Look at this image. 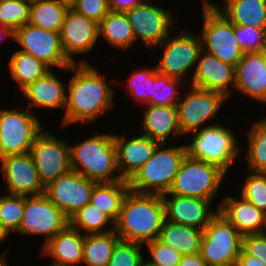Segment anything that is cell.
I'll use <instances>...</instances> for the list:
<instances>
[{
  "label": "cell",
  "instance_id": "cell-48",
  "mask_svg": "<svg viewBox=\"0 0 266 266\" xmlns=\"http://www.w3.org/2000/svg\"><path fill=\"white\" fill-rule=\"evenodd\" d=\"M177 266H208L201 258L199 253L193 255H185L181 257L180 263Z\"/></svg>",
  "mask_w": 266,
  "mask_h": 266
},
{
  "label": "cell",
  "instance_id": "cell-34",
  "mask_svg": "<svg viewBox=\"0 0 266 266\" xmlns=\"http://www.w3.org/2000/svg\"><path fill=\"white\" fill-rule=\"evenodd\" d=\"M111 223L112 227L104 230ZM69 225L80 231L85 230L84 234L108 233L115 230V222L104 212L91 203L79 209L70 219Z\"/></svg>",
  "mask_w": 266,
  "mask_h": 266
},
{
  "label": "cell",
  "instance_id": "cell-42",
  "mask_svg": "<svg viewBox=\"0 0 266 266\" xmlns=\"http://www.w3.org/2000/svg\"><path fill=\"white\" fill-rule=\"evenodd\" d=\"M156 70V67H141L133 70L128 78L127 91L137 102L148 105V95L150 89V75Z\"/></svg>",
  "mask_w": 266,
  "mask_h": 266
},
{
  "label": "cell",
  "instance_id": "cell-18",
  "mask_svg": "<svg viewBox=\"0 0 266 266\" xmlns=\"http://www.w3.org/2000/svg\"><path fill=\"white\" fill-rule=\"evenodd\" d=\"M61 44L66 57L76 63L73 55L90 53L99 38L98 23L68 8L60 29Z\"/></svg>",
  "mask_w": 266,
  "mask_h": 266
},
{
  "label": "cell",
  "instance_id": "cell-29",
  "mask_svg": "<svg viewBox=\"0 0 266 266\" xmlns=\"http://www.w3.org/2000/svg\"><path fill=\"white\" fill-rule=\"evenodd\" d=\"M129 191V182L124 179L115 182L96 183L91 193L90 203L116 222L123 200Z\"/></svg>",
  "mask_w": 266,
  "mask_h": 266
},
{
  "label": "cell",
  "instance_id": "cell-44",
  "mask_svg": "<svg viewBox=\"0 0 266 266\" xmlns=\"http://www.w3.org/2000/svg\"><path fill=\"white\" fill-rule=\"evenodd\" d=\"M70 7L98 24L110 11L108 0H74Z\"/></svg>",
  "mask_w": 266,
  "mask_h": 266
},
{
  "label": "cell",
  "instance_id": "cell-24",
  "mask_svg": "<svg viewBox=\"0 0 266 266\" xmlns=\"http://www.w3.org/2000/svg\"><path fill=\"white\" fill-rule=\"evenodd\" d=\"M85 234L70 225L58 232L42 248V255L53 258L50 266H81Z\"/></svg>",
  "mask_w": 266,
  "mask_h": 266
},
{
  "label": "cell",
  "instance_id": "cell-26",
  "mask_svg": "<svg viewBox=\"0 0 266 266\" xmlns=\"http://www.w3.org/2000/svg\"><path fill=\"white\" fill-rule=\"evenodd\" d=\"M142 129L145 136L160 143H166L169 136L182 135L178 123V111L176 106L151 105L145 109Z\"/></svg>",
  "mask_w": 266,
  "mask_h": 266
},
{
  "label": "cell",
  "instance_id": "cell-41",
  "mask_svg": "<svg viewBox=\"0 0 266 266\" xmlns=\"http://www.w3.org/2000/svg\"><path fill=\"white\" fill-rule=\"evenodd\" d=\"M235 37L243 53L266 50V31L261 28L235 25Z\"/></svg>",
  "mask_w": 266,
  "mask_h": 266
},
{
  "label": "cell",
  "instance_id": "cell-28",
  "mask_svg": "<svg viewBox=\"0 0 266 266\" xmlns=\"http://www.w3.org/2000/svg\"><path fill=\"white\" fill-rule=\"evenodd\" d=\"M203 230L165 220L159 240L182 256L199 253Z\"/></svg>",
  "mask_w": 266,
  "mask_h": 266
},
{
  "label": "cell",
  "instance_id": "cell-20",
  "mask_svg": "<svg viewBox=\"0 0 266 266\" xmlns=\"http://www.w3.org/2000/svg\"><path fill=\"white\" fill-rule=\"evenodd\" d=\"M169 196V198L167 197ZM167 221L204 230L218 213L211 211V200L162 194Z\"/></svg>",
  "mask_w": 266,
  "mask_h": 266
},
{
  "label": "cell",
  "instance_id": "cell-37",
  "mask_svg": "<svg viewBox=\"0 0 266 266\" xmlns=\"http://www.w3.org/2000/svg\"><path fill=\"white\" fill-rule=\"evenodd\" d=\"M31 0H0V24L15 31L29 22Z\"/></svg>",
  "mask_w": 266,
  "mask_h": 266
},
{
  "label": "cell",
  "instance_id": "cell-51",
  "mask_svg": "<svg viewBox=\"0 0 266 266\" xmlns=\"http://www.w3.org/2000/svg\"><path fill=\"white\" fill-rule=\"evenodd\" d=\"M6 259L7 258H6V255L5 254H1L0 255V266H8Z\"/></svg>",
  "mask_w": 266,
  "mask_h": 266
},
{
  "label": "cell",
  "instance_id": "cell-40",
  "mask_svg": "<svg viewBox=\"0 0 266 266\" xmlns=\"http://www.w3.org/2000/svg\"><path fill=\"white\" fill-rule=\"evenodd\" d=\"M142 249L141 244L120 239L113 249L107 266H140L145 260Z\"/></svg>",
  "mask_w": 266,
  "mask_h": 266
},
{
  "label": "cell",
  "instance_id": "cell-52",
  "mask_svg": "<svg viewBox=\"0 0 266 266\" xmlns=\"http://www.w3.org/2000/svg\"><path fill=\"white\" fill-rule=\"evenodd\" d=\"M140 266H152V265H150L147 261H143L141 264H140Z\"/></svg>",
  "mask_w": 266,
  "mask_h": 266
},
{
  "label": "cell",
  "instance_id": "cell-13",
  "mask_svg": "<svg viewBox=\"0 0 266 266\" xmlns=\"http://www.w3.org/2000/svg\"><path fill=\"white\" fill-rule=\"evenodd\" d=\"M125 13L132 26L135 42L141 39L148 49L160 45L174 30L171 28L175 24L172 12L152 2L145 1Z\"/></svg>",
  "mask_w": 266,
  "mask_h": 266
},
{
  "label": "cell",
  "instance_id": "cell-39",
  "mask_svg": "<svg viewBox=\"0 0 266 266\" xmlns=\"http://www.w3.org/2000/svg\"><path fill=\"white\" fill-rule=\"evenodd\" d=\"M250 172L240 196L266 214V173Z\"/></svg>",
  "mask_w": 266,
  "mask_h": 266
},
{
  "label": "cell",
  "instance_id": "cell-50",
  "mask_svg": "<svg viewBox=\"0 0 266 266\" xmlns=\"http://www.w3.org/2000/svg\"><path fill=\"white\" fill-rule=\"evenodd\" d=\"M9 231L5 228L4 224L0 221V243L5 242Z\"/></svg>",
  "mask_w": 266,
  "mask_h": 266
},
{
  "label": "cell",
  "instance_id": "cell-46",
  "mask_svg": "<svg viewBox=\"0 0 266 266\" xmlns=\"http://www.w3.org/2000/svg\"><path fill=\"white\" fill-rule=\"evenodd\" d=\"M145 2L144 0H108L109 9L115 12H126L131 10L138 4Z\"/></svg>",
  "mask_w": 266,
  "mask_h": 266
},
{
  "label": "cell",
  "instance_id": "cell-17",
  "mask_svg": "<svg viewBox=\"0 0 266 266\" xmlns=\"http://www.w3.org/2000/svg\"><path fill=\"white\" fill-rule=\"evenodd\" d=\"M0 162L9 195L34 197L44 194L45 188L29 153L8 155L1 158Z\"/></svg>",
  "mask_w": 266,
  "mask_h": 266
},
{
  "label": "cell",
  "instance_id": "cell-38",
  "mask_svg": "<svg viewBox=\"0 0 266 266\" xmlns=\"http://www.w3.org/2000/svg\"><path fill=\"white\" fill-rule=\"evenodd\" d=\"M24 212V197L15 195L0 196V221L11 233L19 231Z\"/></svg>",
  "mask_w": 266,
  "mask_h": 266
},
{
  "label": "cell",
  "instance_id": "cell-8",
  "mask_svg": "<svg viewBox=\"0 0 266 266\" xmlns=\"http://www.w3.org/2000/svg\"><path fill=\"white\" fill-rule=\"evenodd\" d=\"M243 235L219 212L203 230L199 254L208 266H234Z\"/></svg>",
  "mask_w": 266,
  "mask_h": 266
},
{
  "label": "cell",
  "instance_id": "cell-36",
  "mask_svg": "<svg viewBox=\"0 0 266 266\" xmlns=\"http://www.w3.org/2000/svg\"><path fill=\"white\" fill-rule=\"evenodd\" d=\"M247 136L249 143L246 155L248 169L266 173V120L262 119L253 123Z\"/></svg>",
  "mask_w": 266,
  "mask_h": 266
},
{
  "label": "cell",
  "instance_id": "cell-10",
  "mask_svg": "<svg viewBox=\"0 0 266 266\" xmlns=\"http://www.w3.org/2000/svg\"><path fill=\"white\" fill-rule=\"evenodd\" d=\"M29 154L43 187L72 171L70 146L51 132L42 130L34 139Z\"/></svg>",
  "mask_w": 266,
  "mask_h": 266
},
{
  "label": "cell",
  "instance_id": "cell-45",
  "mask_svg": "<svg viewBox=\"0 0 266 266\" xmlns=\"http://www.w3.org/2000/svg\"><path fill=\"white\" fill-rule=\"evenodd\" d=\"M242 250L266 264V232L242 237Z\"/></svg>",
  "mask_w": 266,
  "mask_h": 266
},
{
  "label": "cell",
  "instance_id": "cell-14",
  "mask_svg": "<svg viewBox=\"0 0 266 266\" xmlns=\"http://www.w3.org/2000/svg\"><path fill=\"white\" fill-rule=\"evenodd\" d=\"M156 47L163 48L156 70L180 80L184 79L182 77L187 71L196 66L198 55L202 50L201 38L184 31L174 37L169 35Z\"/></svg>",
  "mask_w": 266,
  "mask_h": 266
},
{
  "label": "cell",
  "instance_id": "cell-43",
  "mask_svg": "<svg viewBox=\"0 0 266 266\" xmlns=\"http://www.w3.org/2000/svg\"><path fill=\"white\" fill-rule=\"evenodd\" d=\"M151 260H145L152 266H177L182 255L179 251L169 247L158 238L146 244Z\"/></svg>",
  "mask_w": 266,
  "mask_h": 266
},
{
  "label": "cell",
  "instance_id": "cell-35",
  "mask_svg": "<svg viewBox=\"0 0 266 266\" xmlns=\"http://www.w3.org/2000/svg\"><path fill=\"white\" fill-rule=\"evenodd\" d=\"M180 79L171 78L155 70L150 75V89L148 104L160 106H176L180 101L179 89ZM178 95V96H177Z\"/></svg>",
  "mask_w": 266,
  "mask_h": 266
},
{
  "label": "cell",
  "instance_id": "cell-49",
  "mask_svg": "<svg viewBox=\"0 0 266 266\" xmlns=\"http://www.w3.org/2000/svg\"><path fill=\"white\" fill-rule=\"evenodd\" d=\"M0 38H3L2 40L6 38L14 39V31L6 25L0 24Z\"/></svg>",
  "mask_w": 266,
  "mask_h": 266
},
{
  "label": "cell",
  "instance_id": "cell-3",
  "mask_svg": "<svg viewBox=\"0 0 266 266\" xmlns=\"http://www.w3.org/2000/svg\"><path fill=\"white\" fill-rule=\"evenodd\" d=\"M72 169L85 178L101 182L123 180L117 167V150L113 134H95L71 146ZM115 172L116 175H113Z\"/></svg>",
  "mask_w": 266,
  "mask_h": 266
},
{
  "label": "cell",
  "instance_id": "cell-33",
  "mask_svg": "<svg viewBox=\"0 0 266 266\" xmlns=\"http://www.w3.org/2000/svg\"><path fill=\"white\" fill-rule=\"evenodd\" d=\"M120 240L115 230L108 233L86 234L83 261L86 266H107L116 243Z\"/></svg>",
  "mask_w": 266,
  "mask_h": 266
},
{
  "label": "cell",
  "instance_id": "cell-12",
  "mask_svg": "<svg viewBox=\"0 0 266 266\" xmlns=\"http://www.w3.org/2000/svg\"><path fill=\"white\" fill-rule=\"evenodd\" d=\"M14 41L21 46L20 51L31 54L49 68L67 70L73 64L64 53L59 32L27 23L14 31Z\"/></svg>",
  "mask_w": 266,
  "mask_h": 266
},
{
  "label": "cell",
  "instance_id": "cell-7",
  "mask_svg": "<svg viewBox=\"0 0 266 266\" xmlns=\"http://www.w3.org/2000/svg\"><path fill=\"white\" fill-rule=\"evenodd\" d=\"M225 176L226 172L219 166L187 155L168 193L212 201Z\"/></svg>",
  "mask_w": 266,
  "mask_h": 266
},
{
  "label": "cell",
  "instance_id": "cell-9",
  "mask_svg": "<svg viewBox=\"0 0 266 266\" xmlns=\"http://www.w3.org/2000/svg\"><path fill=\"white\" fill-rule=\"evenodd\" d=\"M40 123L28 108L0 109V159L29 153L35 137L43 129Z\"/></svg>",
  "mask_w": 266,
  "mask_h": 266
},
{
  "label": "cell",
  "instance_id": "cell-16",
  "mask_svg": "<svg viewBox=\"0 0 266 266\" xmlns=\"http://www.w3.org/2000/svg\"><path fill=\"white\" fill-rule=\"evenodd\" d=\"M96 183L72 170L45 187L44 195L70 219L79 209L90 203Z\"/></svg>",
  "mask_w": 266,
  "mask_h": 266
},
{
  "label": "cell",
  "instance_id": "cell-23",
  "mask_svg": "<svg viewBox=\"0 0 266 266\" xmlns=\"http://www.w3.org/2000/svg\"><path fill=\"white\" fill-rule=\"evenodd\" d=\"M226 196L217 205L218 212L243 236L266 232V214L242 196ZM264 227V229L262 228Z\"/></svg>",
  "mask_w": 266,
  "mask_h": 266
},
{
  "label": "cell",
  "instance_id": "cell-27",
  "mask_svg": "<svg viewBox=\"0 0 266 266\" xmlns=\"http://www.w3.org/2000/svg\"><path fill=\"white\" fill-rule=\"evenodd\" d=\"M213 6L231 23L249 25L266 31V0H224Z\"/></svg>",
  "mask_w": 266,
  "mask_h": 266
},
{
  "label": "cell",
  "instance_id": "cell-2",
  "mask_svg": "<svg viewBox=\"0 0 266 266\" xmlns=\"http://www.w3.org/2000/svg\"><path fill=\"white\" fill-rule=\"evenodd\" d=\"M165 220L162 195L129 191L115 222V232L121 240L143 245L159 238Z\"/></svg>",
  "mask_w": 266,
  "mask_h": 266
},
{
  "label": "cell",
  "instance_id": "cell-30",
  "mask_svg": "<svg viewBox=\"0 0 266 266\" xmlns=\"http://www.w3.org/2000/svg\"><path fill=\"white\" fill-rule=\"evenodd\" d=\"M99 37H104L110 46L129 50L135 43L134 33L125 12L109 11L98 24Z\"/></svg>",
  "mask_w": 266,
  "mask_h": 266
},
{
  "label": "cell",
  "instance_id": "cell-31",
  "mask_svg": "<svg viewBox=\"0 0 266 266\" xmlns=\"http://www.w3.org/2000/svg\"><path fill=\"white\" fill-rule=\"evenodd\" d=\"M69 7L61 0H31L28 23L47 31L60 32Z\"/></svg>",
  "mask_w": 266,
  "mask_h": 266
},
{
  "label": "cell",
  "instance_id": "cell-6",
  "mask_svg": "<svg viewBox=\"0 0 266 266\" xmlns=\"http://www.w3.org/2000/svg\"><path fill=\"white\" fill-rule=\"evenodd\" d=\"M202 50L219 60L235 66L243 56L235 37V25L212 2L203 0Z\"/></svg>",
  "mask_w": 266,
  "mask_h": 266
},
{
  "label": "cell",
  "instance_id": "cell-4",
  "mask_svg": "<svg viewBox=\"0 0 266 266\" xmlns=\"http://www.w3.org/2000/svg\"><path fill=\"white\" fill-rule=\"evenodd\" d=\"M160 143L153 156L128 181L130 191L138 194L167 193L187 156L186 146L164 147Z\"/></svg>",
  "mask_w": 266,
  "mask_h": 266
},
{
  "label": "cell",
  "instance_id": "cell-1",
  "mask_svg": "<svg viewBox=\"0 0 266 266\" xmlns=\"http://www.w3.org/2000/svg\"><path fill=\"white\" fill-rule=\"evenodd\" d=\"M67 71L74 74L67 85L62 126L92 123L96 117L113 108L115 90L98 69L84 59L78 64L73 63Z\"/></svg>",
  "mask_w": 266,
  "mask_h": 266
},
{
  "label": "cell",
  "instance_id": "cell-22",
  "mask_svg": "<svg viewBox=\"0 0 266 266\" xmlns=\"http://www.w3.org/2000/svg\"><path fill=\"white\" fill-rule=\"evenodd\" d=\"M117 150V167L122 179L129 181L153 156L160 142L139 135L129 140L124 135H114Z\"/></svg>",
  "mask_w": 266,
  "mask_h": 266
},
{
  "label": "cell",
  "instance_id": "cell-15",
  "mask_svg": "<svg viewBox=\"0 0 266 266\" xmlns=\"http://www.w3.org/2000/svg\"><path fill=\"white\" fill-rule=\"evenodd\" d=\"M191 92L177 103L178 123L182 136L195 132L201 125L215 118L226 97L217 91L204 90L191 86Z\"/></svg>",
  "mask_w": 266,
  "mask_h": 266
},
{
  "label": "cell",
  "instance_id": "cell-19",
  "mask_svg": "<svg viewBox=\"0 0 266 266\" xmlns=\"http://www.w3.org/2000/svg\"><path fill=\"white\" fill-rule=\"evenodd\" d=\"M234 71L235 66L201 50L192 74L191 85L204 90L220 92L228 99L231 94L229 87L232 85L234 88L235 85Z\"/></svg>",
  "mask_w": 266,
  "mask_h": 266
},
{
  "label": "cell",
  "instance_id": "cell-25",
  "mask_svg": "<svg viewBox=\"0 0 266 266\" xmlns=\"http://www.w3.org/2000/svg\"><path fill=\"white\" fill-rule=\"evenodd\" d=\"M65 87L66 85L50 70L22 90L23 100H29L27 108L30 111L32 107L65 109L67 90Z\"/></svg>",
  "mask_w": 266,
  "mask_h": 266
},
{
  "label": "cell",
  "instance_id": "cell-32",
  "mask_svg": "<svg viewBox=\"0 0 266 266\" xmlns=\"http://www.w3.org/2000/svg\"><path fill=\"white\" fill-rule=\"evenodd\" d=\"M8 65L10 75L19 84L21 91L52 70L31 54L20 50L12 54Z\"/></svg>",
  "mask_w": 266,
  "mask_h": 266
},
{
  "label": "cell",
  "instance_id": "cell-11",
  "mask_svg": "<svg viewBox=\"0 0 266 266\" xmlns=\"http://www.w3.org/2000/svg\"><path fill=\"white\" fill-rule=\"evenodd\" d=\"M68 225L69 219L44 194L24 197V212L18 233L45 235L44 246Z\"/></svg>",
  "mask_w": 266,
  "mask_h": 266
},
{
  "label": "cell",
  "instance_id": "cell-53",
  "mask_svg": "<svg viewBox=\"0 0 266 266\" xmlns=\"http://www.w3.org/2000/svg\"><path fill=\"white\" fill-rule=\"evenodd\" d=\"M61 1L66 2L70 5L74 0H61Z\"/></svg>",
  "mask_w": 266,
  "mask_h": 266
},
{
  "label": "cell",
  "instance_id": "cell-5",
  "mask_svg": "<svg viewBox=\"0 0 266 266\" xmlns=\"http://www.w3.org/2000/svg\"><path fill=\"white\" fill-rule=\"evenodd\" d=\"M192 133L191 142L185 144L187 155L217 165L227 172L241 149L235 134L219 124H209Z\"/></svg>",
  "mask_w": 266,
  "mask_h": 266
},
{
  "label": "cell",
  "instance_id": "cell-21",
  "mask_svg": "<svg viewBox=\"0 0 266 266\" xmlns=\"http://www.w3.org/2000/svg\"><path fill=\"white\" fill-rule=\"evenodd\" d=\"M234 75L236 91L261 103L266 101V50L244 53Z\"/></svg>",
  "mask_w": 266,
  "mask_h": 266
},
{
  "label": "cell",
  "instance_id": "cell-47",
  "mask_svg": "<svg viewBox=\"0 0 266 266\" xmlns=\"http://www.w3.org/2000/svg\"><path fill=\"white\" fill-rule=\"evenodd\" d=\"M234 266H266L263 262L255 257L247 255L243 250L237 258Z\"/></svg>",
  "mask_w": 266,
  "mask_h": 266
}]
</instances>
